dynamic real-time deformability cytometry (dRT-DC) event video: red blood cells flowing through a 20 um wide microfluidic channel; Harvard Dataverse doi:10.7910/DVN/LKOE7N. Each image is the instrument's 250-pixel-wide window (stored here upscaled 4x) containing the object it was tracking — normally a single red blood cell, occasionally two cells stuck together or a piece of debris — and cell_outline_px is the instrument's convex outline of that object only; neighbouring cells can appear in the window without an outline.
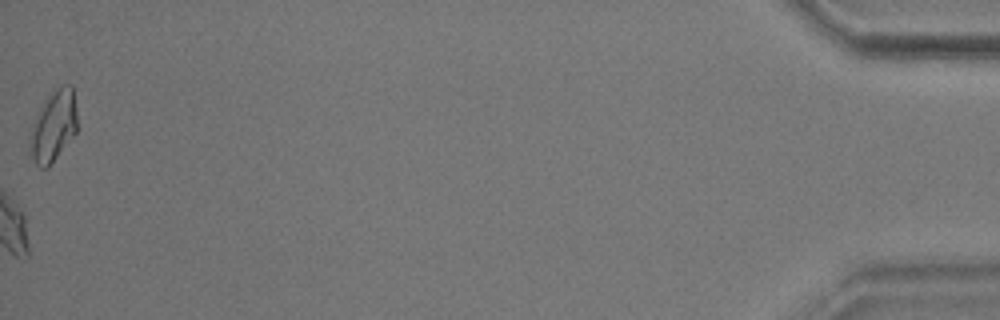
{"species": "common noctule bat (a hibernating species)", "species_latin": "Nyctalus noctula", "temperature_condition": "warm", "stored_images_in_passage": 55, "camera_frame_rate_fps": 3000, "um_per_image_px": 0.085, "animal": {"sex": "male", "body_mass_g": 17.9}, "frame": {"image": 1, "passage_image": 55, "time_ms": 18.0, "image_size_px": [1000, 320], "cell_outline_px": [[76, 132], [48, 168], [40, 168], [36, 164], [32, 156], [28, 144], [32, 128], [36, 116], [44, 100], [52, 92], [64, 84], [72, 84], [76, 108]], "centroid_in_image_um": [4.54, 10.72], "position_along_channel_um": 430.7, "area_um2": 19.31}, "authors_computed_cell_mechanics": {"area_um2": 19.363, "velocity_mm_per_s": 3.6621, "shape_relaxation_time_tau1_ms": 5.5941, "shape_relaxation_time_tau2_ms": 2.8037, "deformation_change_tau1": 0.1781, "deformation_change_tau2": 0.0827}}